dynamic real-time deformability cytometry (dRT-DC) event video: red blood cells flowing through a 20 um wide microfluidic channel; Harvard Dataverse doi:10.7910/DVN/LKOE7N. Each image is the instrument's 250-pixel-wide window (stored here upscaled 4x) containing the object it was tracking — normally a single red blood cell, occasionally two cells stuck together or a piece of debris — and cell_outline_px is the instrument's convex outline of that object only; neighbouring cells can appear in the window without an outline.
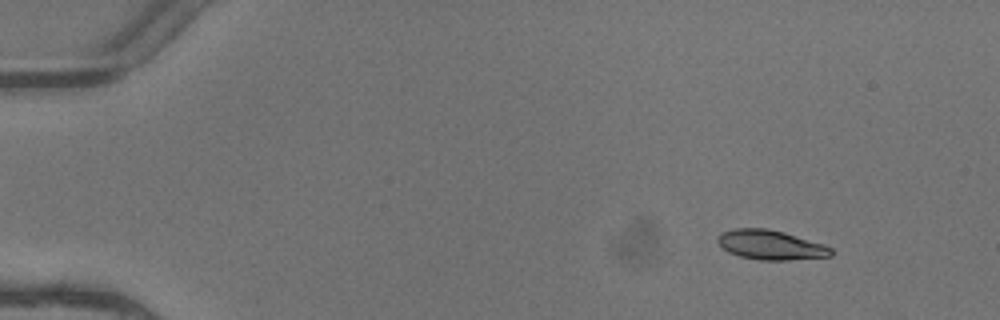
{"species": "common noctule bat (a hibernating species)", "species_latin": "Nyctalus noctula", "temperature_condition": "warm", "stored_images_in_passage": 3, "camera_frame_rate_fps": 3000, "um_per_image_px": 0.085, "animal": {"sex": "female"}, "frame": {"image": 1, "passage_image": 1, "time_ms": 0.0, "image_size_px": [1000, 320], "cell_outline_px": [[832, 256], [788, 260], [760, 260], [740, 256], [728, 252], [716, 240], [720, 232], [732, 228], [768, 228], [784, 232], [824, 244], [832, 248]], "centroid_in_image_um": [65.49, 20.81], "position_along_channel_um": 19.5, "area_um2": 19.59}}
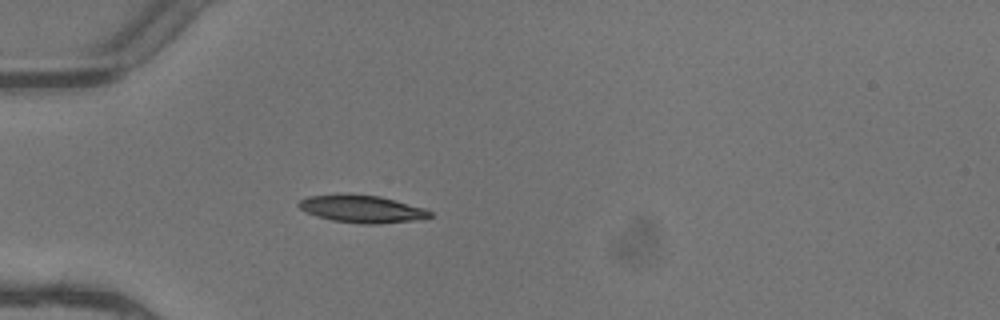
{"frame": {"image": 2, "passage_image": 3, "time_ms": 0.667, "image_size_px": [1000, 320], "cell_outline_px": [[432, 216], [412, 220], [376, 224], [364, 224], [332, 220], [316, 216], [300, 208], [296, 204], [300, 200], [308, 196], [348, 192], [380, 196], [424, 208], [432, 212]], "centroid_in_image_um": [30.71, 17.73], "position_along_channel_um": 54.3, "area_um2": 21.1}}